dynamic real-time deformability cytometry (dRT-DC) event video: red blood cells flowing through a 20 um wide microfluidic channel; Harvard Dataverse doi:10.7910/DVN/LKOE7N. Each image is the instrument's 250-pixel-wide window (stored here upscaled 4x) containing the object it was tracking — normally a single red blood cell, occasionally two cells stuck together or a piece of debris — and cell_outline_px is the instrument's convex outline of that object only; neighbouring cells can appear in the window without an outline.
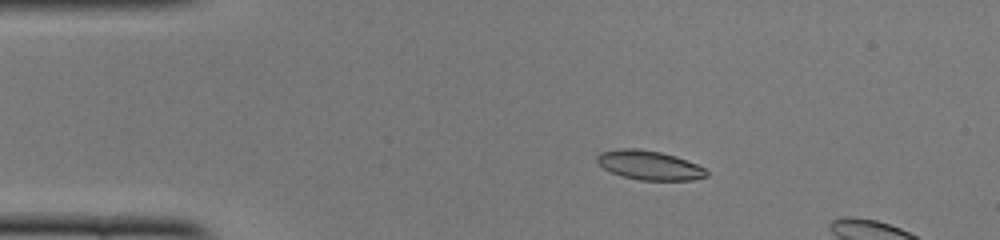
{"species": "common noctule bat (a hibernating species)", "species_latin": "Nyctalus noctula", "temperature_condition": "cold", "stored_images_in_passage": 6, "camera_frame_rate_fps": 3000, "um_per_image_px": 0.085, "animal": {"sex": "female", "body_mass_g": 22.0, "forearm_length_mm": 56.7}, "frame": {"image": 1, "passage_image": 1, "time_ms": 0.0, "image_size_px": [1000, 240], "cell_outline_px": [[708, 176], [692, 180], [640, 180], [620, 176], [604, 168], [596, 160], [596, 156], [600, 152], [620, 148], [636, 148], [660, 152], [676, 156], [696, 164], [704, 168], [708, 172]], "centroid_in_image_um": [55.18, 14.04], "position_along_channel_um": 29.8, "area_um2": 18.61}}